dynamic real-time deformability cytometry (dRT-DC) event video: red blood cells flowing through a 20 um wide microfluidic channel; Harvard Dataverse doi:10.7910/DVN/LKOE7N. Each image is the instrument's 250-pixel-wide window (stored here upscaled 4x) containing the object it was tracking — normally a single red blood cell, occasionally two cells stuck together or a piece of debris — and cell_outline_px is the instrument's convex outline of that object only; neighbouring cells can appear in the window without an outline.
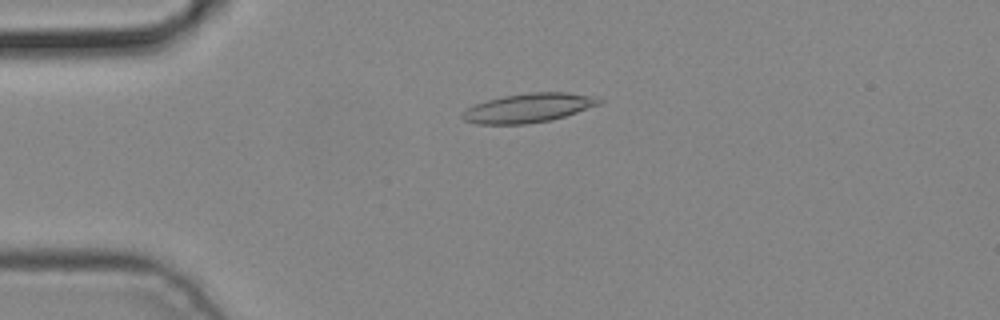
{"species": "common noctule bat (a hibernating species)", "species_latin": "Nyctalus noctula", "temperature_condition": "cold", "stored_images_in_passage": 4, "camera_frame_rate_fps": 3000, "um_per_image_px": 0.085, "animal": {"sex": "male", "body_mass_g": 19.2, "forearm_length_mm": 51.8}, "frame": {"image": 1, "passage_image": 4, "time_ms": 1.0, "image_size_px": [1000, 320], "cell_outline_px": [[604, 100], [600, 104], [552, 120], [524, 124], [476, 124], [464, 120], [460, 116], [468, 108], [476, 104], [488, 100], [504, 96], [528, 92], [568, 92], [596, 96]], "centroid_in_image_um": [44.95, 9.17], "position_along_channel_um": 40.0, "area_um2": 23.12}}